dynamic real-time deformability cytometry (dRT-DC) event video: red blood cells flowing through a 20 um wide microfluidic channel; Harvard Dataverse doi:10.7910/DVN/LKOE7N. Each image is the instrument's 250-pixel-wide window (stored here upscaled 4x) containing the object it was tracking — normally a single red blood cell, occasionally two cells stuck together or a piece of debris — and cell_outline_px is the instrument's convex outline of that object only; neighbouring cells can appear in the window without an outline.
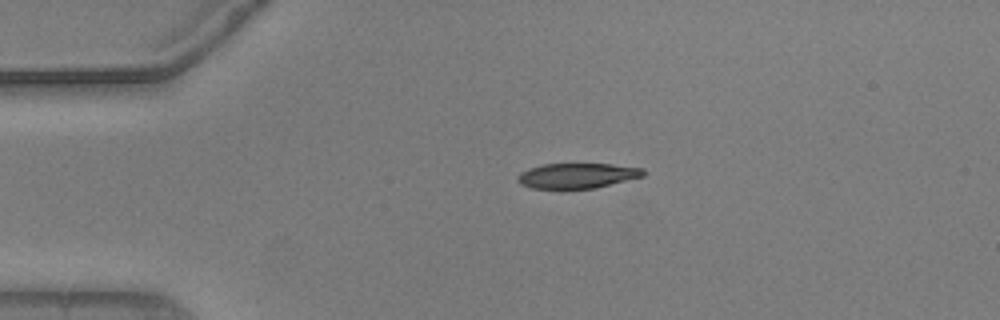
{"species": "common noctule bat (a hibernating species)", "species_latin": "Nyctalus noctula", "temperature_condition": "warm", "stored_images_in_passage": 44, "camera_frame_rate_fps": 3000, "um_per_image_px": 0.085, "animal": {"sex": "male", "body_mass_g": 20.5, "forearm_length_mm": 52.5}, "frame": {"image": 1, "passage_image": 1, "time_ms": 0.0, "image_size_px": [1000, 320], "cell_outline_px": [[648, 172], [644, 176], [596, 188], [532, 188], [520, 184], [516, 180], [516, 176], [520, 172], [528, 168], [544, 164], [612, 164], [644, 168]], "centroid_in_image_um": [49.08, 14.92], "position_along_channel_um": 35.9, "area_um2": 18.55}}
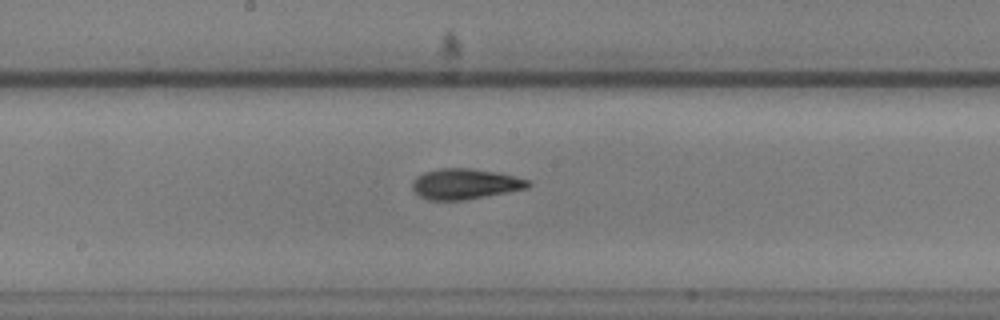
{"frame": {"image": 2, "passage_image": 18, "time_ms": 5.667, "image_size_px": [1000, 320], "cell_outline_px": [[532, 184], [528, 188], [464, 200], [428, 200], [420, 196], [412, 188], [412, 180], [416, 176], [424, 172], [440, 168], [472, 168], [496, 172], [528, 180]], "centroid_in_image_um": [39.49, 15.63], "position_along_channel_um": 208.7, "area_um2": 20.52}}
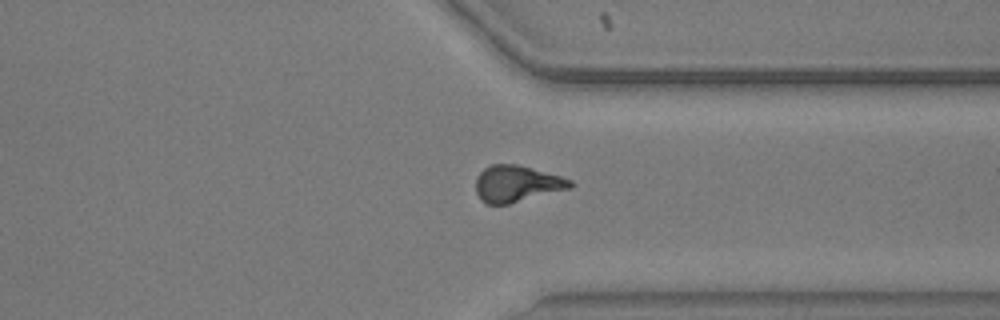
{"frame": {"image": 3, "passage_image": 31, "time_ms": 10.0, "image_size_px": [1000, 320], "cell_outline_px": [[572, 188], [508, 204], [488, 204], [480, 200], [476, 192], [476, 176], [484, 168], [492, 164], [516, 164], [560, 176], [572, 180]], "centroid_in_image_um": [43.9, 15.62], "position_along_channel_um": 367.5, "area_um2": 20.0}, "authors_computed_cell_mechanics": {"area_um2": 19.8832, "velocity_mm_per_s": 3.6933, "shape_relaxation_time_tau1_ms": 3.7588, "shape_relaxation_time_tau2_ms": 3.3434, "deformation_change_tau1": 0.171, "deformation_change_tau2": 0.1228}}